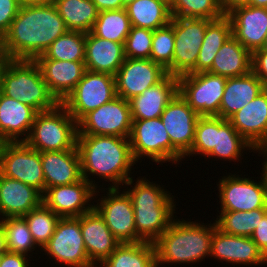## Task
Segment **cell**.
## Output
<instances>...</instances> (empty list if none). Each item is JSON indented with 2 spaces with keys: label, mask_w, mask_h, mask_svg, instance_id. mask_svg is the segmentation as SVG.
I'll return each instance as SVG.
<instances>
[{
  "label": "cell",
  "mask_w": 267,
  "mask_h": 267,
  "mask_svg": "<svg viewBox=\"0 0 267 267\" xmlns=\"http://www.w3.org/2000/svg\"><path fill=\"white\" fill-rule=\"evenodd\" d=\"M68 31L55 5H21L3 36L10 59L35 60Z\"/></svg>",
  "instance_id": "cell-1"
},
{
  "label": "cell",
  "mask_w": 267,
  "mask_h": 267,
  "mask_svg": "<svg viewBox=\"0 0 267 267\" xmlns=\"http://www.w3.org/2000/svg\"><path fill=\"white\" fill-rule=\"evenodd\" d=\"M77 149L80 156L81 175L96 190L99 187L93 176L109 184V188L124 185L136 164L129 138L108 135H78ZM91 174V175H90ZM91 178H90V177Z\"/></svg>",
  "instance_id": "cell-2"
},
{
  "label": "cell",
  "mask_w": 267,
  "mask_h": 267,
  "mask_svg": "<svg viewBox=\"0 0 267 267\" xmlns=\"http://www.w3.org/2000/svg\"><path fill=\"white\" fill-rule=\"evenodd\" d=\"M135 182L132 177L125 185L133 204L137 242L154 244L175 219L174 195L146 177Z\"/></svg>",
  "instance_id": "cell-3"
},
{
  "label": "cell",
  "mask_w": 267,
  "mask_h": 267,
  "mask_svg": "<svg viewBox=\"0 0 267 267\" xmlns=\"http://www.w3.org/2000/svg\"><path fill=\"white\" fill-rule=\"evenodd\" d=\"M215 222L204 223L174 219L154 243L156 266L194 264L210 257ZM207 256V257H206Z\"/></svg>",
  "instance_id": "cell-4"
},
{
  "label": "cell",
  "mask_w": 267,
  "mask_h": 267,
  "mask_svg": "<svg viewBox=\"0 0 267 267\" xmlns=\"http://www.w3.org/2000/svg\"><path fill=\"white\" fill-rule=\"evenodd\" d=\"M0 91L32 107L37 113L53 109L59 103L50 93L34 60L11 59L1 72Z\"/></svg>",
  "instance_id": "cell-5"
},
{
  "label": "cell",
  "mask_w": 267,
  "mask_h": 267,
  "mask_svg": "<svg viewBox=\"0 0 267 267\" xmlns=\"http://www.w3.org/2000/svg\"><path fill=\"white\" fill-rule=\"evenodd\" d=\"M78 127L62 103L53 109L38 112L25 142L36 151H63L77 145Z\"/></svg>",
  "instance_id": "cell-6"
},
{
  "label": "cell",
  "mask_w": 267,
  "mask_h": 267,
  "mask_svg": "<svg viewBox=\"0 0 267 267\" xmlns=\"http://www.w3.org/2000/svg\"><path fill=\"white\" fill-rule=\"evenodd\" d=\"M227 78L210 72L178 77V92L199 116H219Z\"/></svg>",
  "instance_id": "cell-7"
},
{
  "label": "cell",
  "mask_w": 267,
  "mask_h": 267,
  "mask_svg": "<svg viewBox=\"0 0 267 267\" xmlns=\"http://www.w3.org/2000/svg\"><path fill=\"white\" fill-rule=\"evenodd\" d=\"M115 97H117L115 76L86 70L75 89L62 104L78 122L84 115Z\"/></svg>",
  "instance_id": "cell-8"
},
{
  "label": "cell",
  "mask_w": 267,
  "mask_h": 267,
  "mask_svg": "<svg viewBox=\"0 0 267 267\" xmlns=\"http://www.w3.org/2000/svg\"><path fill=\"white\" fill-rule=\"evenodd\" d=\"M0 173L45 192L41 153L25 141L3 142L0 148Z\"/></svg>",
  "instance_id": "cell-9"
},
{
  "label": "cell",
  "mask_w": 267,
  "mask_h": 267,
  "mask_svg": "<svg viewBox=\"0 0 267 267\" xmlns=\"http://www.w3.org/2000/svg\"><path fill=\"white\" fill-rule=\"evenodd\" d=\"M45 255L67 267H95L88 258L80 216L60 218L49 242L42 248Z\"/></svg>",
  "instance_id": "cell-10"
},
{
  "label": "cell",
  "mask_w": 267,
  "mask_h": 267,
  "mask_svg": "<svg viewBox=\"0 0 267 267\" xmlns=\"http://www.w3.org/2000/svg\"><path fill=\"white\" fill-rule=\"evenodd\" d=\"M133 119L129 101L115 97L90 111L78 122V135H108L129 138Z\"/></svg>",
  "instance_id": "cell-11"
},
{
  "label": "cell",
  "mask_w": 267,
  "mask_h": 267,
  "mask_svg": "<svg viewBox=\"0 0 267 267\" xmlns=\"http://www.w3.org/2000/svg\"><path fill=\"white\" fill-rule=\"evenodd\" d=\"M230 173L219 179L220 211H251L267 208V184L262 173L260 181Z\"/></svg>",
  "instance_id": "cell-12"
},
{
  "label": "cell",
  "mask_w": 267,
  "mask_h": 267,
  "mask_svg": "<svg viewBox=\"0 0 267 267\" xmlns=\"http://www.w3.org/2000/svg\"><path fill=\"white\" fill-rule=\"evenodd\" d=\"M199 117L179 92L161 114L160 118L172 143V164H179L191 150Z\"/></svg>",
  "instance_id": "cell-13"
},
{
  "label": "cell",
  "mask_w": 267,
  "mask_h": 267,
  "mask_svg": "<svg viewBox=\"0 0 267 267\" xmlns=\"http://www.w3.org/2000/svg\"><path fill=\"white\" fill-rule=\"evenodd\" d=\"M129 142L136 163L142 157L158 164L172 163V143L160 117L133 120Z\"/></svg>",
  "instance_id": "cell-14"
},
{
  "label": "cell",
  "mask_w": 267,
  "mask_h": 267,
  "mask_svg": "<svg viewBox=\"0 0 267 267\" xmlns=\"http://www.w3.org/2000/svg\"><path fill=\"white\" fill-rule=\"evenodd\" d=\"M210 21L204 18L172 17L170 24L175 35L173 76L189 74L195 68Z\"/></svg>",
  "instance_id": "cell-15"
},
{
  "label": "cell",
  "mask_w": 267,
  "mask_h": 267,
  "mask_svg": "<svg viewBox=\"0 0 267 267\" xmlns=\"http://www.w3.org/2000/svg\"><path fill=\"white\" fill-rule=\"evenodd\" d=\"M107 195L94 200V209L104 219L111 233L120 243H136L137 231L134 220V209L130 196L125 189L105 188ZM103 197V198H102ZM99 201V202H98Z\"/></svg>",
  "instance_id": "cell-16"
},
{
  "label": "cell",
  "mask_w": 267,
  "mask_h": 267,
  "mask_svg": "<svg viewBox=\"0 0 267 267\" xmlns=\"http://www.w3.org/2000/svg\"><path fill=\"white\" fill-rule=\"evenodd\" d=\"M99 190L100 187L96 190L82 178L72 184L47 188L42 203L60 218L79 217L94 208L91 201L98 197Z\"/></svg>",
  "instance_id": "cell-17"
},
{
  "label": "cell",
  "mask_w": 267,
  "mask_h": 267,
  "mask_svg": "<svg viewBox=\"0 0 267 267\" xmlns=\"http://www.w3.org/2000/svg\"><path fill=\"white\" fill-rule=\"evenodd\" d=\"M167 75V70L151 59L126 58L115 75L117 96L129 101Z\"/></svg>",
  "instance_id": "cell-18"
},
{
  "label": "cell",
  "mask_w": 267,
  "mask_h": 267,
  "mask_svg": "<svg viewBox=\"0 0 267 267\" xmlns=\"http://www.w3.org/2000/svg\"><path fill=\"white\" fill-rule=\"evenodd\" d=\"M223 263L238 265H265L266 257L258 249L251 237L235 236L220 231H213L210 258Z\"/></svg>",
  "instance_id": "cell-19"
},
{
  "label": "cell",
  "mask_w": 267,
  "mask_h": 267,
  "mask_svg": "<svg viewBox=\"0 0 267 267\" xmlns=\"http://www.w3.org/2000/svg\"><path fill=\"white\" fill-rule=\"evenodd\" d=\"M228 120L256 151L267 149V87Z\"/></svg>",
  "instance_id": "cell-20"
},
{
  "label": "cell",
  "mask_w": 267,
  "mask_h": 267,
  "mask_svg": "<svg viewBox=\"0 0 267 267\" xmlns=\"http://www.w3.org/2000/svg\"><path fill=\"white\" fill-rule=\"evenodd\" d=\"M232 36L251 54L262 49L267 36V8L251 5L239 7L227 15Z\"/></svg>",
  "instance_id": "cell-21"
},
{
  "label": "cell",
  "mask_w": 267,
  "mask_h": 267,
  "mask_svg": "<svg viewBox=\"0 0 267 267\" xmlns=\"http://www.w3.org/2000/svg\"><path fill=\"white\" fill-rule=\"evenodd\" d=\"M80 228L88 258L95 267L102 264L120 244L94 208L80 216Z\"/></svg>",
  "instance_id": "cell-22"
},
{
  "label": "cell",
  "mask_w": 267,
  "mask_h": 267,
  "mask_svg": "<svg viewBox=\"0 0 267 267\" xmlns=\"http://www.w3.org/2000/svg\"><path fill=\"white\" fill-rule=\"evenodd\" d=\"M34 61L38 64L50 93L59 103H62L75 89L86 71L84 62L55 59H35Z\"/></svg>",
  "instance_id": "cell-23"
},
{
  "label": "cell",
  "mask_w": 267,
  "mask_h": 267,
  "mask_svg": "<svg viewBox=\"0 0 267 267\" xmlns=\"http://www.w3.org/2000/svg\"><path fill=\"white\" fill-rule=\"evenodd\" d=\"M36 114L32 107L7 97L0 91V140L25 141L29 137Z\"/></svg>",
  "instance_id": "cell-24"
},
{
  "label": "cell",
  "mask_w": 267,
  "mask_h": 267,
  "mask_svg": "<svg viewBox=\"0 0 267 267\" xmlns=\"http://www.w3.org/2000/svg\"><path fill=\"white\" fill-rule=\"evenodd\" d=\"M42 195L33 186L0 173V219L23 217L42 204Z\"/></svg>",
  "instance_id": "cell-25"
},
{
  "label": "cell",
  "mask_w": 267,
  "mask_h": 267,
  "mask_svg": "<svg viewBox=\"0 0 267 267\" xmlns=\"http://www.w3.org/2000/svg\"><path fill=\"white\" fill-rule=\"evenodd\" d=\"M178 93V77L168 74L161 82L129 100L133 120L161 117L167 104Z\"/></svg>",
  "instance_id": "cell-26"
},
{
  "label": "cell",
  "mask_w": 267,
  "mask_h": 267,
  "mask_svg": "<svg viewBox=\"0 0 267 267\" xmlns=\"http://www.w3.org/2000/svg\"><path fill=\"white\" fill-rule=\"evenodd\" d=\"M41 163L45 190L54 186L72 184L82 179L77 146L70 150L41 152Z\"/></svg>",
  "instance_id": "cell-27"
},
{
  "label": "cell",
  "mask_w": 267,
  "mask_h": 267,
  "mask_svg": "<svg viewBox=\"0 0 267 267\" xmlns=\"http://www.w3.org/2000/svg\"><path fill=\"white\" fill-rule=\"evenodd\" d=\"M124 44L86 33V70L115 76L126 59Z\"/></svg>",
  "instance_id": "cell-28"
},
{
  "label": "cell",
  "mask_w": 267,
  "mask_h": 267,
  "mask_svg": "<svg viewBox=\"0 0 267 267\" xmlns=\"http://www.w3.org/2000/svg\"><path fill=\"white\" fill-rule=\"evenodd\" d=\"M267 86L252 72L227 78L219 117L229 119L255 99Z\"/></svg>",
  "instance_id": "cell-29"
},
{
  "label": "cell",
  "mask_w": 267,
  "mask_h": 267,
  "mask_svg": "<svg viewBox=\"0 0 267 267\" xmlns=\"http://www.w3.org/2000/svg\"><path fill=\"white\" fill-rule=\"evenodd\" d=\"M252 54L231 36L216 54L210 73L226 78L238 77L251 71Z\"/></svg>",
  "instance_id": "cell-30"
},
{
  "label": "cell",
  "mask_w": 267,
  "mask_h": 267,
  "mask_svg": "<svg viewBox=\"0 0 267 267\" xmlns=\"http://www.w3.org/2000/svg\"><path fill=\"white\" fill-rule=\"evenodd\" d=\"M232 36V24L227 15L211 20L201 45L195 68L190 73L208 72L222 45Z\"/></svg>",
  "instance_id": "cell-31"
},
{
  "label": "cell",
  "mask_w": 267,
  "mask_h": 267,
  "mask_svg": "<svg viewBox=\"0 0 267 267\" xmlns=\"http://www.w3.org/2000/svg\"><path fill=\"white\" fill-rule=\"evenodd\" d=\"M132 27L156 30L172 19L170 5L164 0H135L125 7Z\"/></svg>",
  "instance_id": "cell-32"
},
{
  "label": "cell",
  "mask_w": 267,
  "mask_h": 267,
  "mask_svg": "<svg viewBox=\"0 0 267 267\" xmlns=\"http://www.w3.org/2000/svg\"><path fill=\"white\" fill-rule=\"evenodd\" d=\"M98 267H157L153 243H120Z\"/></svg>",
  "instance_id": "cell-33"
},
{
  "label": "cell",
  "mask_w": 267,
  "mask_h": 267,
  "mask_svg": "<svg viewBox=\"0 0 267 267\" xmlns=\"http://www.w3.org/2000/svg\"><path fill=\"white\" fill-rule=\"evenodd\" d=\"M255 148L247 142L232 126L229 120L217 116V139L214 149L206 156L224 161H240L244 151ZM236 160V161H235Z\"/></svg>",
  "instance_id": "cell-34"
},
{
  "label": "cell",
  "mask_w": 267,
  "mask_h": 267,
  "mask_svg": "<svg viewBox=\"0 0 267 267\" xmlns=\"http://www.w3.org/2000/svg\"><path fill=\"white\" fill-rule=\"evenodd\" d=\"M68 30L91 32L99 11L91 0H54Z\"/></svg>",
  "instance_id": "cell-35"
},
{
  "label": "cell",
  "mask_w": 267,
  "mask_h": 267,
  "mask_svg": "<svg viewBox=\"0 0 267 267\" xmlns=\"http://www.w3.org/2000/svg\"><path fill=\"white\" fill-rule=\"evenodd\" d=\"M85 52L86 33L68 30L58 37L46 51L36 59L84 62Z\"/></svg>",
  "instance_id": "cell-36"
},
{
  "label": "cell",
  "mask_w": 267,
  "mask_h": 267,
  "mask_svg": "<svg viewBox=\"0 0 267 267\" xmlns=\"http://www.w3.org/2000/svg\"><path fill=\"white\" fill-rule=\"evenodd\" d=\"M267 208L251 211H220L215 221L216 227L227 234L251 237Z\"/></svg>",
  "instance_id": "cell-37"
},
{
  "label": "cell",
  "mask_w": 267,
  "mask_h": 267,
  "mask_svg": "<svg viewBox=\"0 0 267 267\" xmlns=\"http://www.w3.org/2000/svg\"><path fill=\"white\" fill-rule=\"evenodd\" d=\"M131 27L125 8L106 10L99 12L91 33L106 40L125 43Z\"/></svg>",
  "instance_id": "cell-38"
},
{
  "label": "cell",
  "mask_w": 267,
  "mask_h": 267,
  "mask_svg": "<svg viewBox=\"0 0 267 267\" xmlns=\"http://www.w3.org/2000/svg\"><path fill=\"white\" fill-rule=\"evenodd\" d=\"M0 223L5 233L8 252L21 253L29 256L30 252L36 249L37 244L32 238L24 217H7L0 219Z\"/></svg>",
  "instance_id": "cell-39"
},
{
  "label": "cell",
  "mask_w": 267,
  "mask_h": 267,
  "mask_svg": "<svg viewBox=\"0 0 267 267\" xmlns=\"http://www.w3.org/2000/svg\"><path fill=\"white\" fill-rule=\"evenodd\" d=\"M23 217L28 224L34 242L41 251L53 235L60 217L43 203Z\"/></svg>",
  "instance_id": "cell-40"
},
{
  "label": "cell",
  "mask_w": 267,
  "mask_h": 267,
  "mask_svg": "<svg viewBox=\"0 0 267 267\" xmlns=\"http://www.w3.org/2000/svg\"><path fill=\"white\" fill-rule=\"evenodd\" d=\"M170 12L172 17L181 18L215 20L224 16L220 0H173Z\"/></svg>",
  "instance_id": "cell-41"
},
{
  "label": "cell",
  "mask_w": 267,
  "mask_h": 267,
  "mask_svg": "<svg viewBox=\"0 0 267 267\" xmlns=\"http://www.w3.org/2000/svg\"><path fill=\"white\" fill-rule=\"evenodd\" d=\"M175 35L173 26L168 25L154 30L150 59L162 65L173 76V55Z\"/></svg>",
  "instance_id": "cell-42"
},
{
  "label": "cell",
  "mask_w": 267,
  "mask_h": 267,
  "mask_svg": "<svg viewBox=\"0 0 267 267\" xmlns=\"http://www.w3.org/2000/svg\"><path fill=\"white\" fill-rule=\"evenodd\" d=\"M217 139V116H200L195 127V138L191 150L184 156L196 154L204 158L214 149Z\"/></svg>",
  "instance_id": "cell-43"
},
{
  "label": "cell",
  "mask_w": 267,
  "mask_h": 267,
  "mask_svg": "<svg viewBox=\"0 0 267 267\" xmlns=\"http://www.w3.org/2000/svg\"><path fill=\"white\" fill-rule=\"evenodd\" d=\"M153 33V30L147 28L131 27L124 44L125 57L150 59Z\"/></svg>",
  "instance_id": "cell-44"
},
{
  "label": "cell",
  "mask_w": 267,
  "mask_h": 267,
  "mask_svg": "<svg viewBox=\"0 0 267 267\" xmlns=\"http://www.w3.org/2000/svg\"><path fill=\"white\" fill-rule=\"evenodd\" d=\"M19 0H0V37H3L21 7Z\"/></svg>",
  "instance_id": "cell-45"
},
{
  "label": "cell",
  "mask_w": 267,
  "mask_h": 267,
  "mask_svg": "<svg viewBox=\"0 0 267 267\" xmlns=\"http://www.w3.org/2000/svg\"><path fill=\"white\" fill-rule=\"evenodd\" d=\"M251 71L267 86V50L258 49L252 53Z\"/></svg>",
  "instance_id": "cell-46"
},
{
  "label": "cell",
  "mask_w": 267,
  "mask_h": 267,
  "mask_svg": "<svg viewBox=\"0 0 267 267\" xmlns=\"http://www.w3.org/2000/svg\"><path fill=\"white\" fill-rule=\"evenodd\" d=\"M251 239L257 245L258 249L267 256V213L261 218V221L257 225Z\"/></svg>",
  "instance_id": "cell-47"
},
{
  "label": "cell",
  "mask_w": 267,
  "mask_h": 267,
  "mask_svg": "<svg viewBox=\"0 0 267 267\" xmlns=\"http://www.w3.org/2000/svg\"><path fill=\"white\" fill-rule=\"evenodd\" d=\"M28 257L25 254L7 251L0 256V267H29Z\"/></svg>",
  "instance_id": "cell-48"
},
{
  "label": "cell",
  "mask_w": 267,
  "mask_h": 267,
  "mask_svg": "<svg viewBox=\"0 0 267 267\" xmlns=\"http://www.w3.org/2000/svg\"><path fill=\"white\" fill-rule=\"evenodd\" d=\"M220 4L224 15H228L236 8L250 5V0H220Z\"/></svg>",
  "instance_id": "cell-49"
},
{
  "label": "cell",
  "mask_w": 267,
  "mask_h": 267,
  "mask_svg": "<svg viewBox=\"0 0 267 267\" xmlns=\"http://www.w3.org/2000/svg\"><path fill=\"white\" fill-rule=\"evenodd\" d=\"M98 11L122 9V0H91Z\"/></svg>",
  "instance_id": "cell-50"
},
{
  "label": "cell",
  "mask_w": 267,
  "mask_h": 267,
  "mask_svg": "<svg viewBox=\"0 0 267 267\" xmlns=\"http://www.w3.org/2000/svg\"><path fill=\"white\" fill-rule=\"evenodd\" d=\"M10 60L11 59L8 56L3 37H0V72L6 68L7 63Z\"/></svg>",
  "instance_id": "cell-51"
},
{
  "label": "cell",
  "mask_w": 267,
  "mask_h": 267,
  "mask_svg": "<svg viewBox=\"0 0 267 267\" xmlns=\"http://www.w3.org/2000/svg\"><path fill=\"white\" fill-rule=\"evenodd\" d=\"M5 252H7L5 233L3 230V226L0 223V256Z\"/></svg>",
  "instance_id": "cell-52"
},
{
  "label": "cell",
  "mask_w": 267,
  "mask_h": 267,
  "mask_svg": "<svg viewBox=\"0 0 267 267\" xmlns=\"http://www.w3.org/2000/svg\"><path fill=\"white\" fill-rule=\"evenodd\" d=\"M264 155L263 157H265V160L263 161V167H262V174L264 175V178L266 180V184H267V149H261V150H257L255 153Z\"/></svg>",
  "instance_id": "cell-53"
},
{
  "label": "cell",
  "mask_w": 267,
  "mask_h": 267,
  "mask_svg": "<svg viewBox=\"0 0 267 267\" xmlns=\"http://www.w3.org/2000/svg\"><path fill=\"white\" fill-rule=\"evenodd\" d=\"M22 5L50 4L54 0H19Z\"/></svg>",
  "instance_id": "cell-54"
},
{
  "label": "cell",
  "mask_w": 267,
  "mask_h": 267,
  "mask_svg": "<svg viewBox=\"0 0 267 267\" xmlns=\"http://www.w3.org/2000/svg\"><path fill=\"white\" fill-rule=\"evenodd\" d=\"M250 5L253 7L267 8V0H250Z\"/></svg>",
  "instance_id": "cell-55"
},
{
  "label": "cell",
  "mask_w": 267,
  "mask_h": 267,
  "mask_svg": "<svg viewBox=\"0 0 267 267\" xmlns=\"http://www.w3.org/2000/svg\"><path fill=\"white\" fill-rule=\"evenodd\" d=\"M135 0H122V8H125L130 3L134 2Z\"/></svg>",
  "instance_id": "cell-56"
},
{
  "label": "cell",
  "mask_w": 267,
  "mask_h": 267,
  "mask_svg": "<svg viewBox=\"0 0 267 267\" xmlns=\"http://www.w3.org/2000/svg\"><path fill=\"white\" fill-rule=\"evenodd\" d=\"M263 49L267 50V36H266V39H265V42H264V45H263Z\"/></svg>",
  "instance_id": "cell-57"
},
{
  "label": "cell",
  "mask_w": 267,
  "mask_h": 267,
  "mask_svg": "<svg viewBox=\"0 0 267 267\" xmlns=\"http://www.w3.org/2000/svg\"><path fill=\"white\" fill-rule=\"evenodd\" d=\"M164 1H166L170 5L173 0H164Z\"/></svg>",
  "instance_id": "cell-58"
},
{
  "label": "cell",
  "mask_w": 267,
  "mask_h": 267,
  "mask_svg": "<svg viewBox=\"0 0 267 267\" xmlns=\"http://www.w3.org/2000/svg\"><path fill=\"white\" fill-rule=\"evenodd\" d=\"M0 88H1V72H0Z\"/></svg>",
  "instance_id": "cell-59"
}]
</instances>
